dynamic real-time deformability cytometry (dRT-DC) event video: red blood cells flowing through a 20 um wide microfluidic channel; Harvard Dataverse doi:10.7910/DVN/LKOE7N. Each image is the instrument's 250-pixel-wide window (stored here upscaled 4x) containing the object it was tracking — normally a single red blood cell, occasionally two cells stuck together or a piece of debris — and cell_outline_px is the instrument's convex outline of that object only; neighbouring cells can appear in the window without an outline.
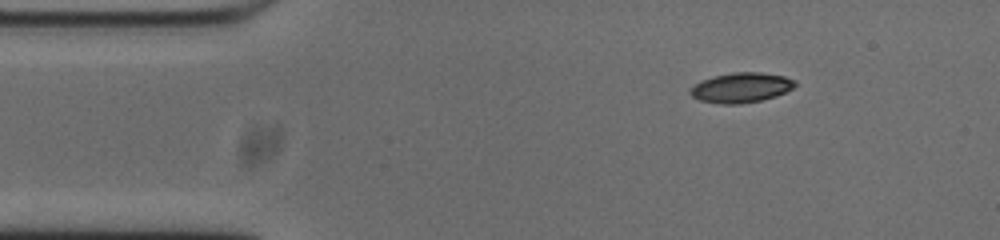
{"species": "common noctule bat (a hibernating species)", "species_latin": "Nyctalus noctula", "temperature_condition": "cold", "stored_images_in_passage": 47, "camera_frame_rate_fps": 3000, "um_per_image_px": 0.085, "animal": {"sex": "male", "body_mass_g": 20.0, "forearm_length_mm": 53.3}, "frame": {"image": 1, "passage_image": 1, "time_ms": 0.0, "image_size_px": [1000, 240], "cell_outline_px": [[796, 84], [792, 88], [776, 96], [760, 100], [736, 104], [724, 104], [700, 100], [692, 96], [688, 92], [696, 84], [704, 80], [716, 76], [732, 72], [760, 72], [784, 76], [796, 80]], "centroid_in_image_um": [63.02, 7.44], "position_along_channel_um": 22.0, "area_um2": 17.92}}
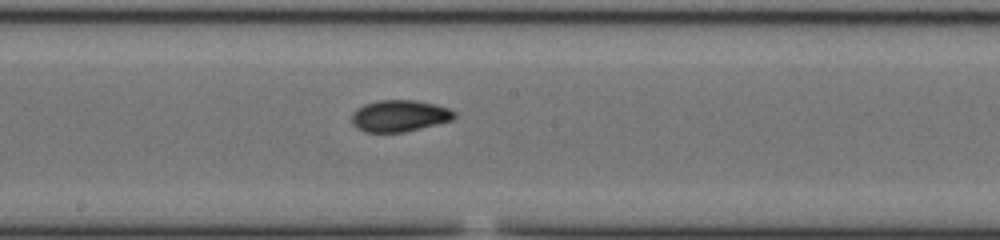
{"frame": {"image": 2, "passage_image": 21, "time_ms": 6.667, "image_size_px": [1000, 240], "cell_outline_px": [[456, 116], [452, 120], [404, 132], [364, 132], [356, 128], [352, 124], [352, 112], [356, 108], [364, 104], [376, 100], [416, 100], [436, 104], [448, 108], [456, 112]], "centroid_in_image_um": [33.93, 9.84], "position_along_channel_um": 214.3, "area_um2": 19.07}}
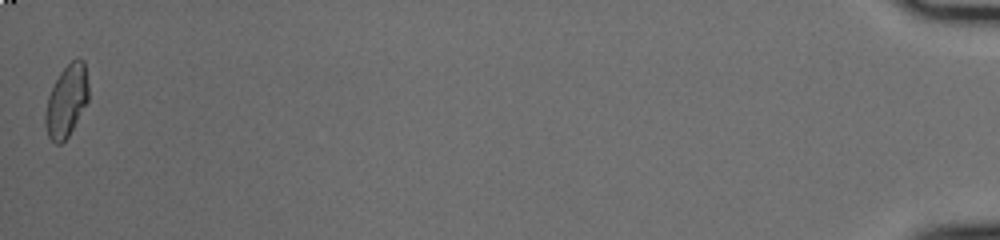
{"frame": {"image": 3, "passage_image": 47, "time_ms": 15.333, "image_size_px": [1000, 240], "cell_outline_px": [[88, 100], [68, 136], [60, 144], [56, 144], [48, 136], [44, 124], [44, 116], [48, 96], [60, 72], [76, 56], [80, 56], [84, 60], [88, 84]], "centroid_in_image_um": [5.65, 8.54], "position_along_channel_um": 429.5, "area_um2": 18.03}, "authors_computed_cell_mechanics": {"area_um2": 18.1492, "velocity_mm_per_s": 3.7587, "shape_relaxation_time_tau1_ms": 9.3675, "shape_relaxation_time_tau2_ms": 2.1501, "deformation_change_tau1": 0.1985, "deformation_change_tau2": 0.0544}}